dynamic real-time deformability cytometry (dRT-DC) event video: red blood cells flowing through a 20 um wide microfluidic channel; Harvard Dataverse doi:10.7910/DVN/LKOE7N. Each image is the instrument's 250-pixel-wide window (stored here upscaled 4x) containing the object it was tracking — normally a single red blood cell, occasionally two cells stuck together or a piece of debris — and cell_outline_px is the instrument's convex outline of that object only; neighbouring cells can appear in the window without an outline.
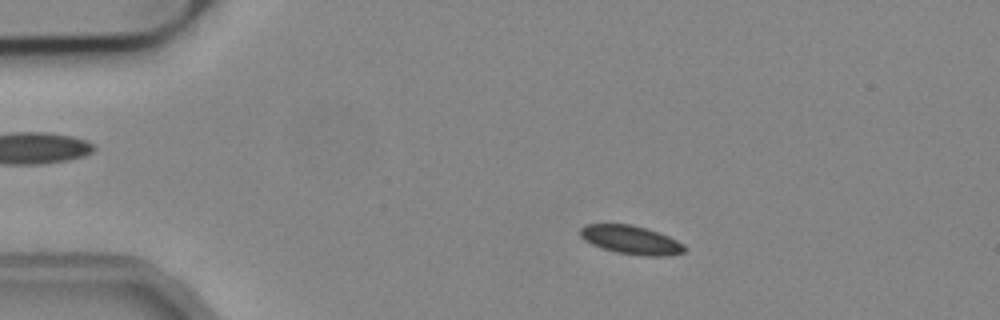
{"species": "common noctule bat (a hibernating species)", "species_latin": "Nyctalus noctula", "temperature_condition": "cold", "stored_images_in_passage": 49, "camera_frame_rate_fps": 3000, "um_per_image_px": 0.085, "animal": {"sex": "male", "body_mass_g": 19.2, "forearm_length_mm": 51.8}, "frame": {"image": 1, "passage_image": 6, "time_ms": 1.667, "image_size_px": [1000, 320], "cell_outline_px": [[688, 248], [684, 252], [660, 256], [648, 256], [616, 252], [592, 244], [584, 240], [580, 236], [580, 228], [588, 224], [632, 224], [668, 236], [684, 244]], "centroid_in_image_um": [53.63, 20.38], "position_along_channel_um": 31.4, "area_um2": 17.11}}
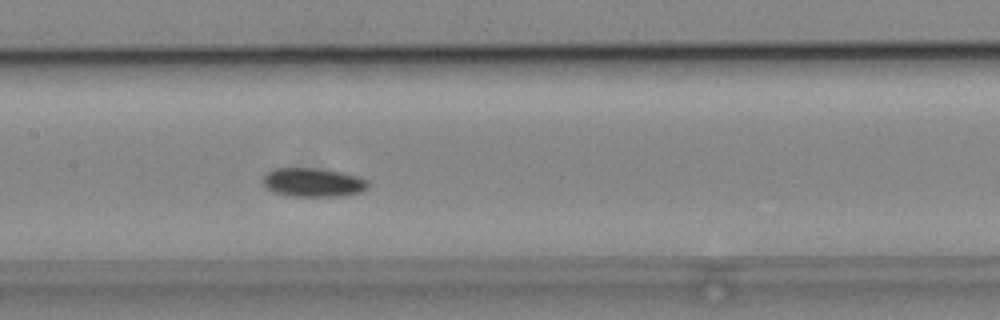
{"frame": {"image": 2, "passage_image": 22, "time_ms": 7.0, "image_size_px": [1000, 320], "cell_outline_px": [[368, 188], [360, 192], [340, 196], [288, 196], [272, 192], [264, 188], [264, 176], [272, 168], [312, 168], [340, 172], [360, 176], [368, 180]], "centroid_in_image_um": [26.6, 15.51], "position_along_channel_um": 180.8, "area_um2": 17.74}}
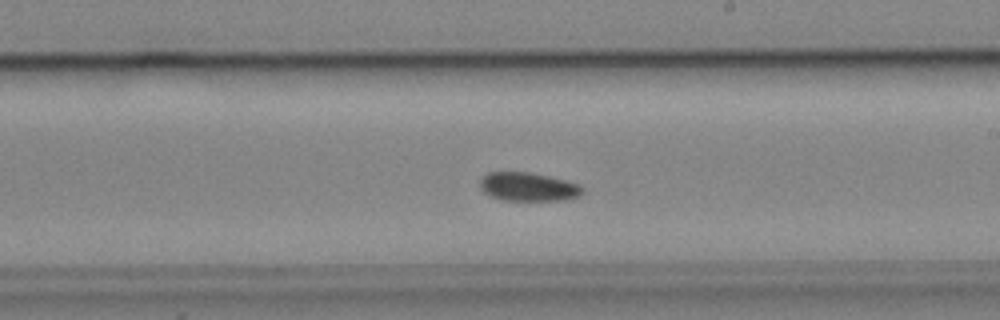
{"frame": {"image": 3, "passage_image": 27, "time_ms": 8.667, "image_size_px": [1000, 320], "cell_outline_px": [[584, 192], [580, 196], [564, 200], [504, 200], [492, 196], [484, 192], [480, 188], [480, 180], [488, 172], [528, 172], [548, 176], [580, 184], [584, 188]], "centroid_in_image_um": [44.93, 15.88], "position_along_channel_um": 244.1, "area_um2": 17.05}}